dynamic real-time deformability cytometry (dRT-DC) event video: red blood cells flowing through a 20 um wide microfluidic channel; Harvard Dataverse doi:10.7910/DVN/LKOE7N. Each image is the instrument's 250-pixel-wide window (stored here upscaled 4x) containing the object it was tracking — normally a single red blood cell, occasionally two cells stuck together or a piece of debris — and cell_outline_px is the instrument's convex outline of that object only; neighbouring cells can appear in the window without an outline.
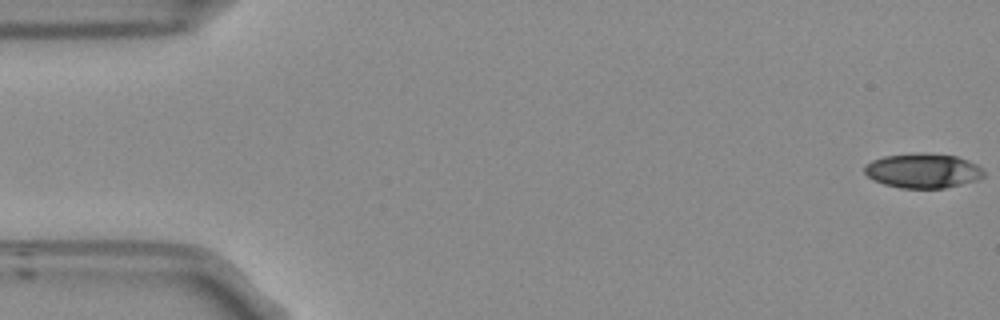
{"species": "Egyptian fruit bat (a non-hibernating species)", "species_latin": "Rousettus aegyptiacus", "temperature_condition": "room temperature", "stored_images_in_passage": 55, "segment_of_instrument_passage": [1, 2], "camera_frame_rate_fps": 3000, "um_per_image_px": 0.085, "frame": {"image": 1, "passage_image": 1, "time_ms": 0.0, "image_size_px": [1000, 320], "cell_outline_px": [[984, 176], [976, 180], [944, 188], [900, 188], [884, 184], [868, 176], [864, 172], [864, 164], [872, 160], [884, 156], [924, 152], [956, 156], [968, 160], [976, 164], [984, 172]], "centroid_in_image_um": [78.43, 14.5], "position_along_channel_um": 6.6, "area_um2": 23.99}}
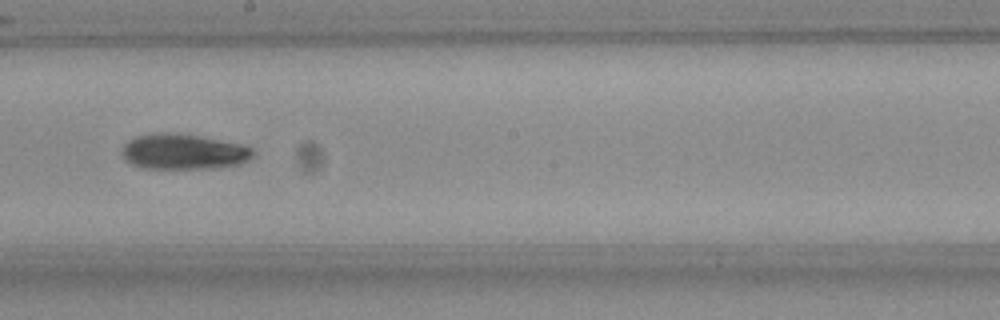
{"frame": {"image": 2, "passage_image": 30, "time_ms": 9.667, "image_size_px": [1000, 320], "cell_outline_px": [[256, 152], [248, 160], [240, 164], [216, 168], [140, 168], [132, 164], [120, 152], [124, 144], [128, 140], [136, 136], [156, 132], [168, 132], [196, 136], [240, 144], [252, 148]], "centroid_in_image_um": [15.58, 12.89], "position_along_channel_um": 232.6, "area_um2": 26.93}}
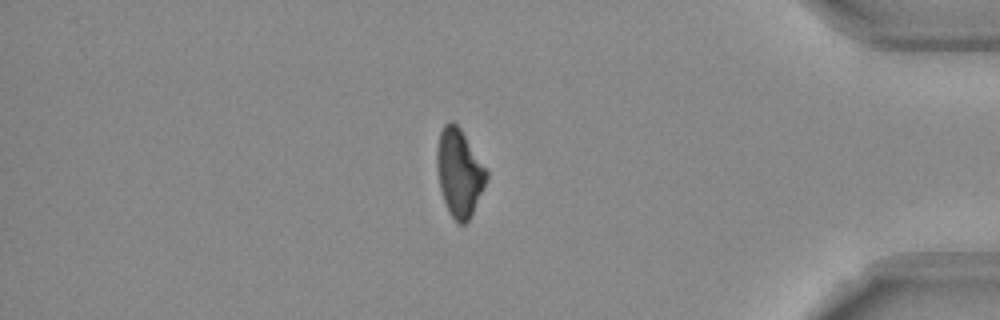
{"frame": {"image": 3, "passage_image": 46, "time_ms": 15.0, "image_size_px": [1000, 320], "cell_outline_px": [[488, 176], [472, 216], [464, 224], [460, 224], [448, 212], [440, 188], [436, 168], [436, 152], [440, 132], [444, 124], [448, 120], [452, 120], [460, 128], [488, 168]], "centroid_in_image_um": [39.05, 14.65], "position_along_channel_um": 396.2, "area_um2": 25.55}}